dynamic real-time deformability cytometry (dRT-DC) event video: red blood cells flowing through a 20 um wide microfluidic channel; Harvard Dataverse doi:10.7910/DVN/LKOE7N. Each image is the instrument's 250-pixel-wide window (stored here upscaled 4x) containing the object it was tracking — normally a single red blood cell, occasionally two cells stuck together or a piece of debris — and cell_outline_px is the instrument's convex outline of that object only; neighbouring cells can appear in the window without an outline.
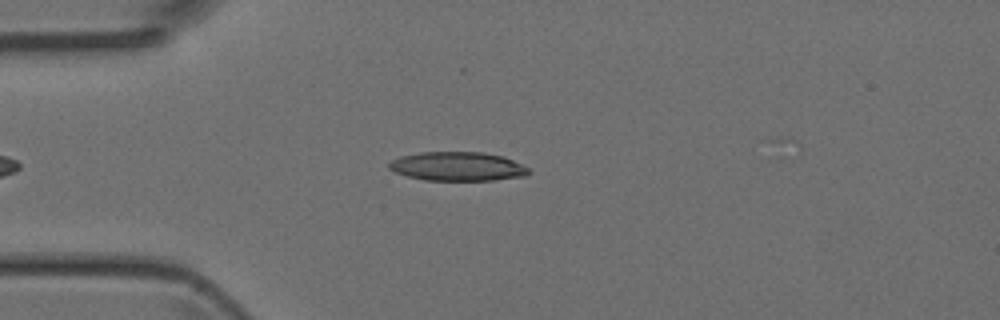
{"species": "Egyptian fruit bat (a non-hibernating species)", "species_latin": "Rousettus aegyptiacus", "temperature_condition": "room temperature", "stored_images_in_passage": 37, "camera_frame_rate_fps": 3000, "um_per_image_px": 0.085, "animal": {"sex": "female"}, "frame": {"image": 1, "passage_image": 5, "time_ms": 1.333, "image_size_px": [1000, 320], "cell_outline_px": [[532, 172], [524, 176], [492, 180], [424, 180], [408, 176], [396, 172], [388, 168], [388, 164], [392, 160], [400, 156], [420, 152], [484, 152], [504, 156], [528, 168]], "centroid_in_image_um": [38.89, 14.14], "position_along_channel_um": 46.1, "area_um2": 23.52}}
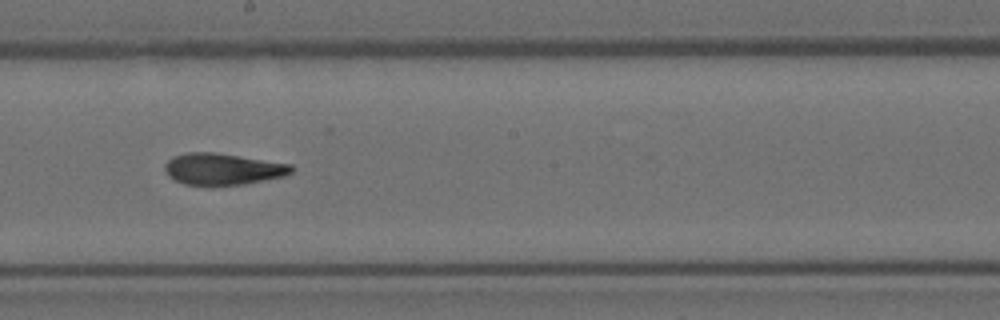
{"frame": {"image": 2, "passage_image": 19, "time_ms": 6.0, "image_size_px": [1000, 320], "cell_outline_px": [[296, 168], [292, 172], [284, 176], [244, 184], [184, 184], [168, 176], [164, 168], [164, 164], [172, 156], [188, 152], [216, 152], [292, 164]], "centroid_in_image_um": [18.95, 14.34], "position_along_channel_um": 229.3, "area_um2": 23.18}}
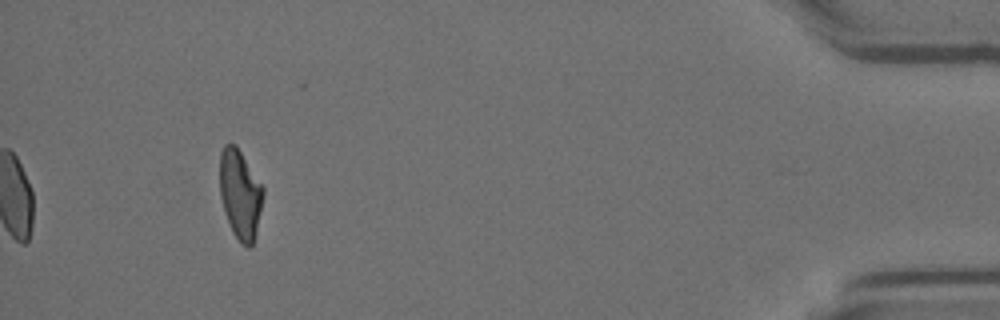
{"frame": {"image": 3, "passage_image": 37, "time_ms": 12.0, "image_size_px": [1000, 320], "cell_outline_px": [[264, 196], [256, 236], [252, 244], [248, 248], [240, 244], [232, 232], [224, 212], [220, 196], [220, 152], [224, 144], [236, 144], [264, 188]], "centroid_in_image_um": [20.42, 16.54], "position_along_channel_um": 414.8, "area_um2": 22.89}}